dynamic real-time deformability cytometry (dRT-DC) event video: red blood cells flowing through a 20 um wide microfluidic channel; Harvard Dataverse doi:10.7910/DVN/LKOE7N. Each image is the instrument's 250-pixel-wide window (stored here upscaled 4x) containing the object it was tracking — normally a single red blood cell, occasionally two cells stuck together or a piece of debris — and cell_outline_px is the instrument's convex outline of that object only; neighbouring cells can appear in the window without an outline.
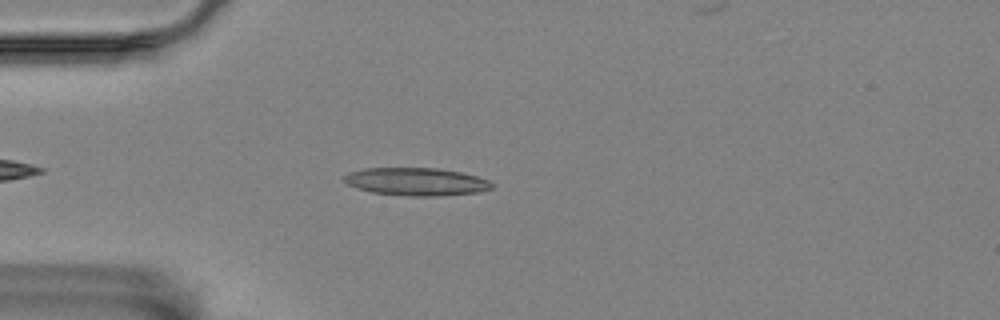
{"species": "Egyptian fruit bat (a non-hibernating species)", "species_latin": "Rousettus aegyptiacus", "temperature_condition": "room temperature", "stored_images_in_passage": 48, "camera_frame_rate_fps": 3000, "um_per_image_px": 0.085, "animal": {"sex": "female"}, "frame": {"image": 1, "passage_image": 7, "time_ms": 2.0, "image_size_px": [1000, 320], "cell_outline_px": [[496, 184], [492, 188], [480, 192], [436, 196], [412, 196], [372, 192], [356, 188], [348, 184], [344, 180], [344, 176], [348, 172], [364, 168], [436, 168], [460, 172], [476, 176], [488, 180]], "centroid_in_image_um": [35.4, 15.44], "position_along_channel_um": 49.6, "area_um2": 23.93}}
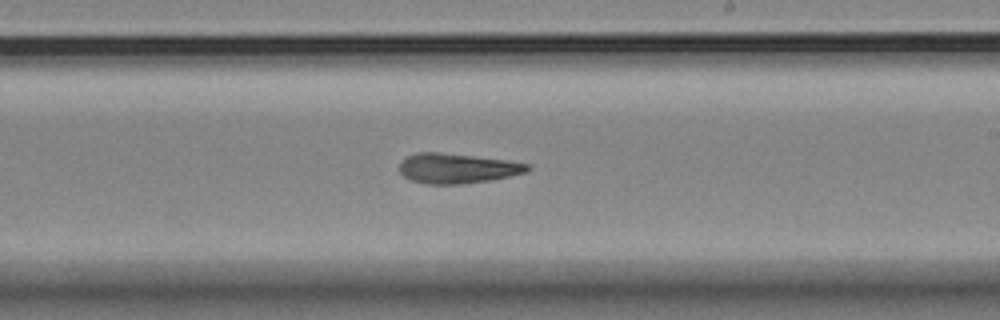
{"frame": {"image": 2, "passage_image": 25, "time_ms": 8.0, "image_size_px": [1000, 320], "cell_outline_px": [[532, 168], [528, 172], [488, 180], [460, 184], [428, 184], [408, 180], [400, 172], [400, 160], [416, 152], [436, 152], [472, 156], [504, 160], [528, 164]], "centroid_in_image_um": [38.81, 14.31], "position_along_channel_um": 250.2, "area_um2": 22.14}}
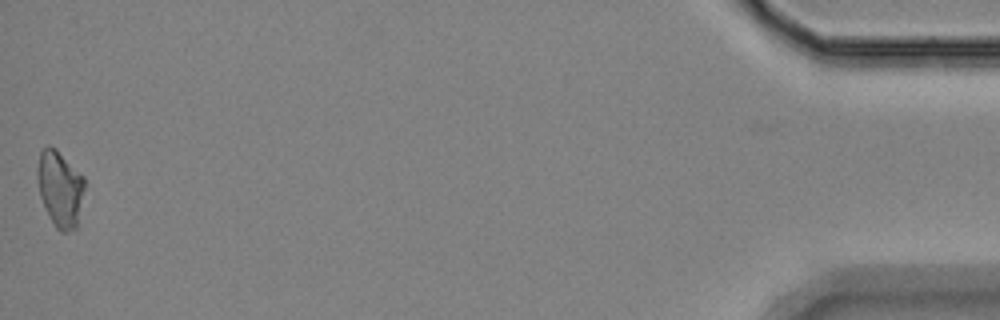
{"frame": {"image": 3, "passage_image": 48, "time_ms": 15.667, "image_size_px": [1000, 320], "cell_outline_px": [[84, 188], [76, 228], [64, 232], [60, 232], [56, 228], [40, 196], [36, 180], [36, 168], [40, 152], [48, 144], [56, 148], [84, 176]], "centroid_in_image_um": [5.08, 15.98], "position_along_channel_um": 430.1, "area_um2": 20.87}, "authors_computed_cell_mechanics": {"area_um2": 22.4264, "velocity_mm_per_s": 3.5225, "shape_relaxation_time_tau1_ms": 4.4282, "shape_relaxation_time_tau2_ms": 6.0029, "deformation_change_tau1": 0.174, "deformation_change_tau2": 0.1266}}